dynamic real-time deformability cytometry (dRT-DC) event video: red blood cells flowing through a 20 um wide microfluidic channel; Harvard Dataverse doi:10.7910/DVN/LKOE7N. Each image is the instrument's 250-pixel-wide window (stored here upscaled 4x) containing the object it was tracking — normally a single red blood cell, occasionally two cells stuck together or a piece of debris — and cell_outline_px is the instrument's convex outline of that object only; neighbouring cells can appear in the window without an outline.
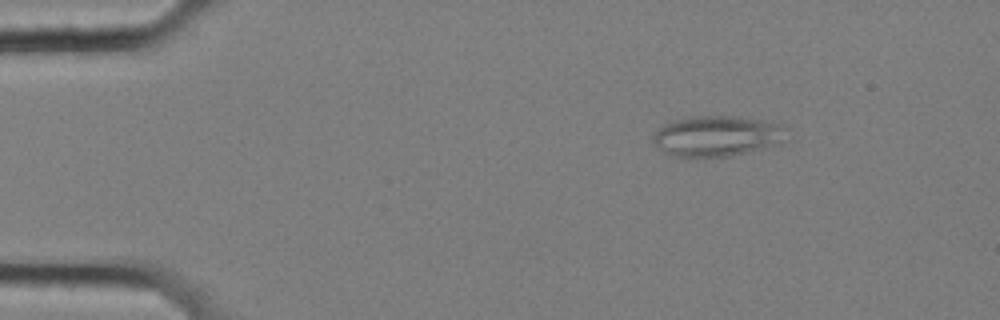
{"species": "common noctule bat (a hibernating species)", "species_latin": "Nyctalus noctula", "temperature_condition": "cold", "stored_images_in_passage": 57, "segment_of_instrument_passage": [1, 2], "camera_frame_rate_fps": 3000, "um_per_image_px": 0.085, "animal": {"sex": "female", "body_mass_g": 25.1}, "frame": {"image": 1, "passage_image": 8, "time_ms": 2.333, "image_size_px": [1000, 320], "cell_outline_px": [[792, 140], [728, 156], [676, 156], [664, 152], [652, 140], [652, 136], [664, 124], [672, 120], [684, 116], [732, 116], [760, 120], [780, 124], [788, 128]], "centroid_in_image_um": [61.01, 11.54], "position_along_channel_um": 24.0, "area_um2": 31.62}}